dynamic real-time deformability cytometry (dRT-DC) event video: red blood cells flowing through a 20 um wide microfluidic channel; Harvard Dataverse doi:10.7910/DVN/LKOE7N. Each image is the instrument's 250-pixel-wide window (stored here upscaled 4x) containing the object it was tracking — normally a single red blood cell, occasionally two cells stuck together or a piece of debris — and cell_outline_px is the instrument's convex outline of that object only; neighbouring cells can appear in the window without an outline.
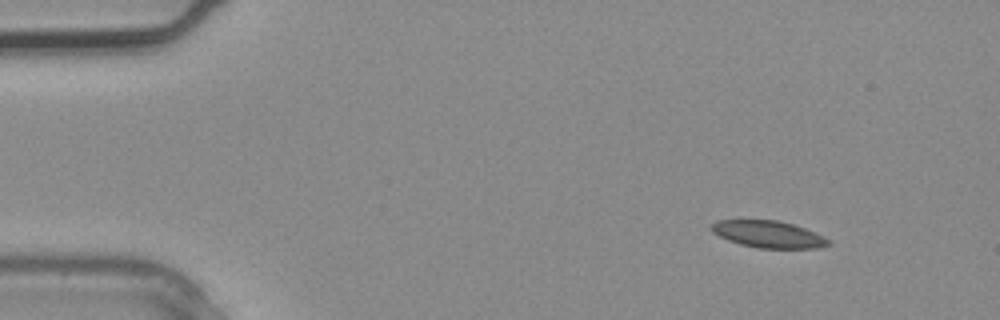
{"species": "common noctule bat (a hibernating species)", "species_latin": "Nyctalus noctula", "temperature_condition": "warm", "stored_images_in_passage": 2, "camera_frame_rate_fps": 3000, "um_per_image_px": 0.085, "animal": {"sex": "male", "body_mass_g": 20.4}, "frame": {"image": 1, "passage_image": 1, "time_ms": 0.0, "image_size_px": [1000, 320], "cell_outline_px": [[832, 244], [816, 248], [756, 248], [740, 244], [728, 240], [712, 232], [708, 228], [716, 220], [780, 220], [804, 228], [824, 236], [832, 240]], "centroid_in_image_um": [65.31, 19.91], "position_along_channel_um": 19.7, "area_um2": 18.5}}